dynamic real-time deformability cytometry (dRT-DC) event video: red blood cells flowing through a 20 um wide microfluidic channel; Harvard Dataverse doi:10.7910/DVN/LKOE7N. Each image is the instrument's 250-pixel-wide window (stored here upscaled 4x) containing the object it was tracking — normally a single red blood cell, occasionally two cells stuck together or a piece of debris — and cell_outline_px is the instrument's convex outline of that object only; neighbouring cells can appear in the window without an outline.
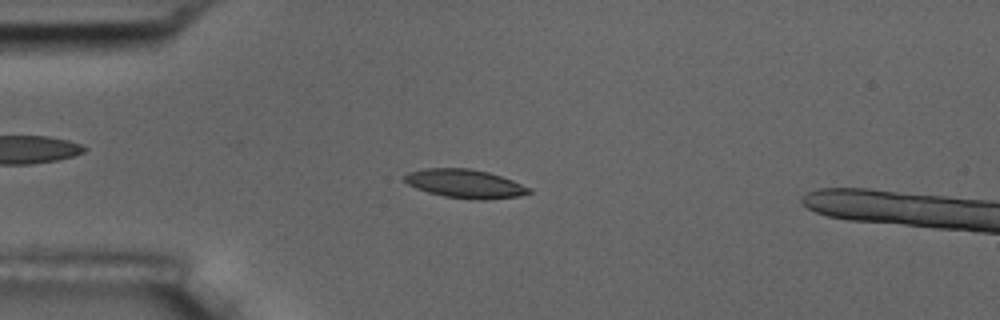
{"species": "common noctule bat (a hibernating species)", "species_latin": "Nyctalus noctula", "temperature_condition": "room temperature", "stored_images_in_passage": 7, "camera_frame_rate_fps": 3000, "um_per_image_px": 0.085, "animal": {"sex": "male", "body_mass_g": 17.5, "forearm_length_mm": 52.3}, "frame": {"image": 1, "passage_image": 3, "time_ms": 3.0, "image_size_px": [1000, 320], "cell_outline_px": [[532, 192], [520, 196], [484, 200], [480, 200], [444, 196], [428, 192], [416, 188], [408, 184], [404, 180], [404, 176], [408, 172], [424, 168], [468, 168], [488, 172], [512, 180], [532, 188]], "centroid_in_image_um": [39.54, 15.61], "position_along_channel_um": 45.5, "area_um2": 20.75}}
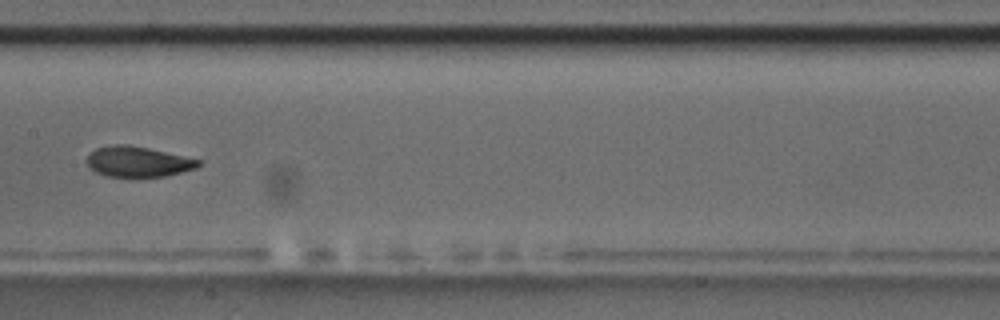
{"frame": {"image": 2, "passage_image": 7, "time_ms": 7.667, "image_size_px": [1000, 320], "cell_outline_px": [[200, 164], [196, 168], [164, 176], [108, 176], [96, 172], [88, 168], [88, 156], [96, 148], [112, 144], [128, 144], [148, 148], [200, 160]], "centroid_in_image_um": [11.69, 13.73], "position_along_channel_um": 195.7, "area_um2": 19.42}}